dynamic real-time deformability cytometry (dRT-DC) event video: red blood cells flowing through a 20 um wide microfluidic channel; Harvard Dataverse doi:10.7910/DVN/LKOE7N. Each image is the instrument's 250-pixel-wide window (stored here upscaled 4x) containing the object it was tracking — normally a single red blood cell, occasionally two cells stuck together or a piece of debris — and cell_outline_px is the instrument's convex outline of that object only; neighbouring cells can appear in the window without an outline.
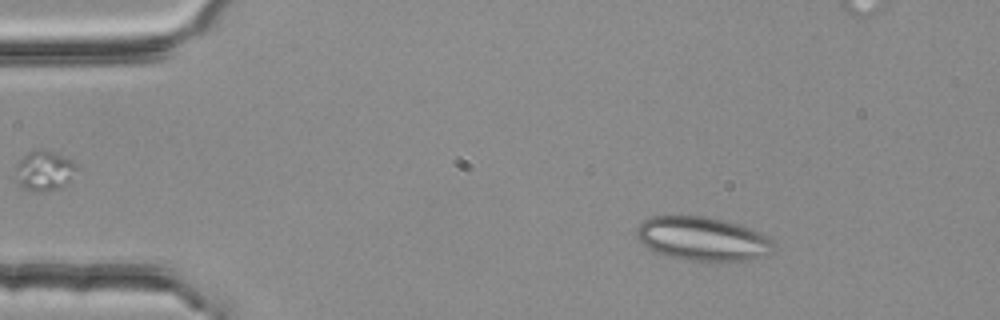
{"species": "common noctule bat (a hibernating species)", "species_latin": "Nyctalus noctula", "temperature_condition": "room temperature", "stored_images_in_passage": 3, "camera_frame_rate_fps": 3000, "um_per_image_px": 0.085, "animal": {"sex": "female", "body_mass_g": 25.1}, "frame": {"image": 1, "passage_image": 1, "time_ms": 0.0, "image_size_px": [1000, 320], "cell_outline_px": [[776, 244], [764, 256], [748, 260], [720, 264], [692, 260], [668, 256], [656, 252], [648, 248], [636, 236], [636, 228], [644, 220], [652, 216], [704, 216], [724, 220], [740, 224], [760, 232], [768, 236]], "centroid_in_image_um": [59.76, 20.32], "position_along_channel_um": 25.2, "area_um2": 35.49}}